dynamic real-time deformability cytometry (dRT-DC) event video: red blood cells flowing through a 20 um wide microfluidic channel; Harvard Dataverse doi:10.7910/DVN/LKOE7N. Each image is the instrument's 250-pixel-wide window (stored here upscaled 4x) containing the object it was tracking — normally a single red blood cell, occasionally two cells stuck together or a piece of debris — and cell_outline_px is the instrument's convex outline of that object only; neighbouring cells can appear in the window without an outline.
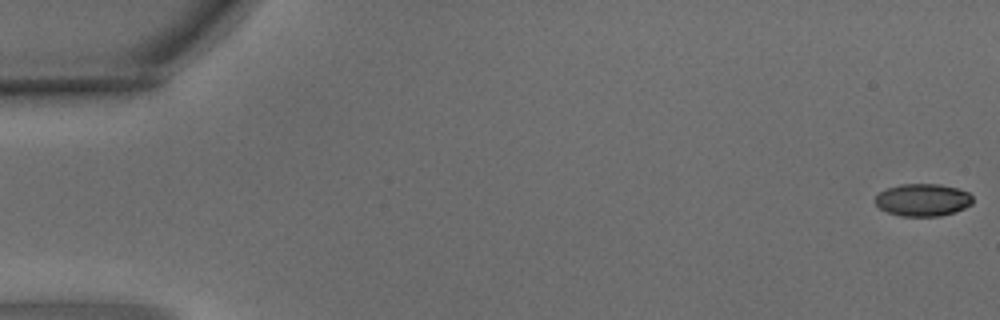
{"species": "common noctule bat (a hibernating species)", "species_latin": "Nyctalus noctula", "temperature_condition": "warm", "stored_images_in_passage": 5, "camera_frame_rate_fps": 3000, "um_per_image_px": 0.085, "animal": {"sex": "male", "body_mass_g": 15.6}, "frame": {"image": 1, "passage_image": 1, "time_ms": 0.0, "image_size_px": [1000, 320], "cell_outline_px": [[972, 204], [956, 212], [940, 216], [900, 216], [888, 212], [880, 208], [876, 204], [876, 196], [880, 192], [888, 188], [900, 184], [940, 184], [956, 188], [968, 192], [972, 196]], "centroid_in_image_um": [78.46, 17.0], "position_along_channel_um": 6.5, "area_um2": 18.38}}
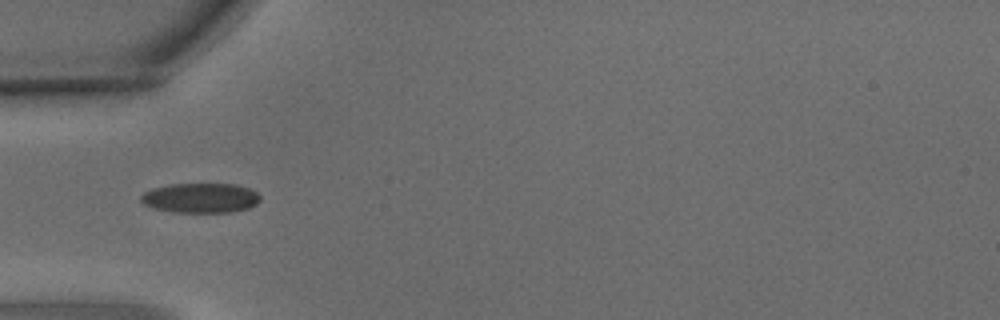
{"frame": {"image": 2, "passage_image": 5, "time_ms": 1.333, "image_size_px": [1000, 320], "cell_outline_px": [[260, 200], [256, 204], [248, 208], [232, 212], [172, 212], [152, 208], [144, 204], [140, 200], [140, 196], [144, 192], [152, 188], [168, 184], [236, 184], [248, 188], [256, 192], [260, 196]], "centroid_in_image_um": [17.02, 16.82], "position_along_channel_um": 68.0, "area_um2": 20.81}}